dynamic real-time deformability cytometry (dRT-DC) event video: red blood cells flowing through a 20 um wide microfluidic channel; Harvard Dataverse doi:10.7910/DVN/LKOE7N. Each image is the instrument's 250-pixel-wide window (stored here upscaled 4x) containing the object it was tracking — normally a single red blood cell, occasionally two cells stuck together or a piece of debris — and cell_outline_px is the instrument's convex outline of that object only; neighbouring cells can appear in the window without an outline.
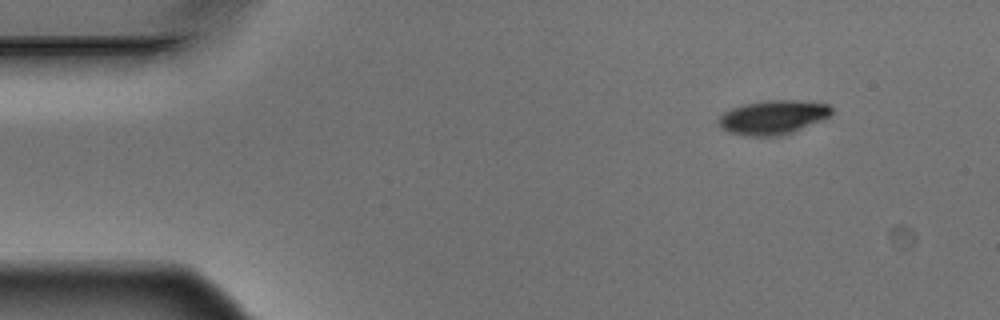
{"species": "Egyptian fruit bat (a non-hibernating species)", "species_latin": "Rousettus aegyptiacus", "temperature_condition": "warm", "stored_images_in_passage": 4, "camera_frame_rate_fps": 3000, "um_per_image_px": 0.085, "animal": {"sex": "male"}, "frame": {"image": 1, "passage_image": 1, "time_ms": 0.0, "image_size_px": [1000, 320], "cell_outline_px": [[832, 112], [828, 116], [820, 120], [792, 132], [780, 136], [744, 136], [728, 132], [720, 128], [716, 124], [716, 120], [724, 112], [732, 108], [744, 104], [768, 100], [800, 100], [828, 104], [832, 108]], "centroid_in_image_um": [65.63, 9.97], "position_along_channel_um": 19.4, "area_um2": 22.48}}
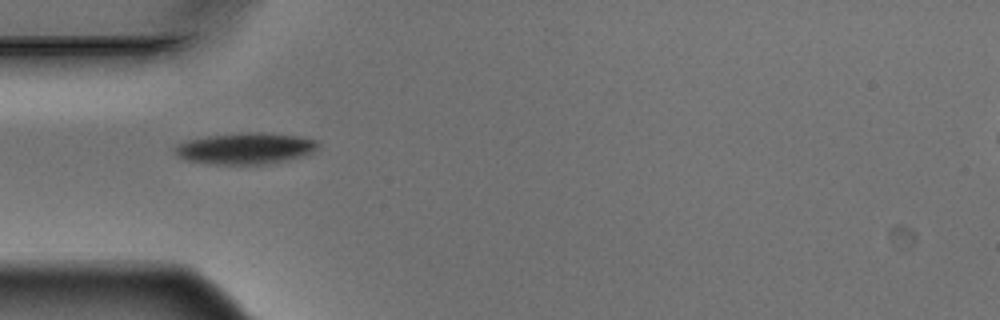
{"frame": {"image": 2, "passage_image": 4, "time_ms": 1.0, "image_size_px": [1000, 320], "cell_outline_px": [[320, 144], [312, 152], [304, 156], [288, 160], [260, 164], [212, 164], [188, 160], [180, 156], [172, 148], [176, 144], [188, 140], [208, 136], [240, 132], [260, 132], [300, 136], [316, 140]], "centroid_in_image_um": [20.88, 12.6], "position_along_channel_um": 64.1, "area_um2": 26.07}}